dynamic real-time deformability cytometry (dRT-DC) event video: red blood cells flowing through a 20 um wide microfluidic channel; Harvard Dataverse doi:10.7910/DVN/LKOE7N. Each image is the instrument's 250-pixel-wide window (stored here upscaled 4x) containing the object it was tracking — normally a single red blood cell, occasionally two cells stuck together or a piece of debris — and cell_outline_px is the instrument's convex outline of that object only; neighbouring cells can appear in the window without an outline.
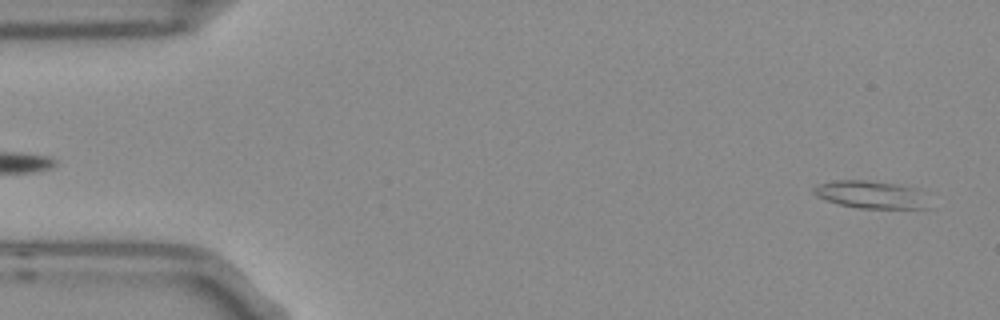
{"species": "Egyptian fruit bat (a non-hibernating species)", "species_latin": "Rousettus aegyptiacus", "temperature_condition": "room temperature", "stored_images_in_passage": 4, "camera_frame_rate_fps": 3000, "um_per_image_px": 0.085, "frame": {"image": 1, "passage_image": 4, "time_ms": 1.0, "image_size_px": [1000, 320], "cell_outline_px": [[936, 208], [860, 208], [840, 204], [816, 196], [812, 192], [812, 188], [816, 184], [836, 180], [868, 180], [916, 188]], "centroid_in_image_um": [74.05, 16.54], "position_along_channel_um": 10.9, "area_um2": 18.55}}